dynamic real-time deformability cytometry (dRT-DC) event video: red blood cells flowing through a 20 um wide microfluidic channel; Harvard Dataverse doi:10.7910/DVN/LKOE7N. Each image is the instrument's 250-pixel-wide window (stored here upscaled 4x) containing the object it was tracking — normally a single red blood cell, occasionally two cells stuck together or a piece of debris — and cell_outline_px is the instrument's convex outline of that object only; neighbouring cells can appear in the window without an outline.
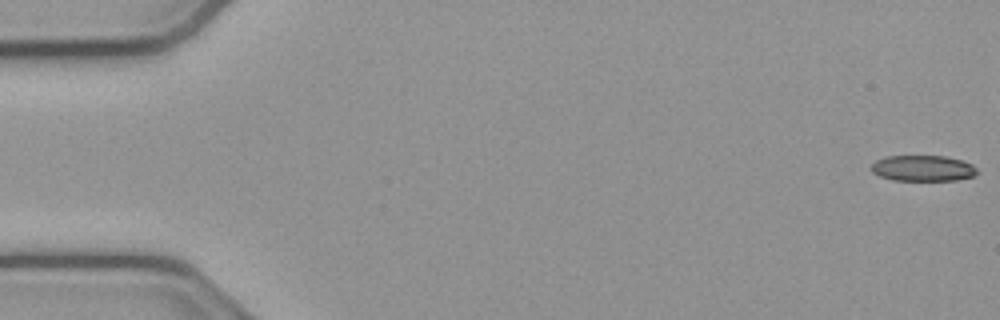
{"species": "common noctule bat (a hibernating species)", "species_latin": "Nyctalus noctula", "temperature_condition": "cold", "stored_images_in_passage": 53, "camera_frame_rate_fps": 3000, "um_per_image_px": 0.085, "animal": {"sex": "male", "body_mass_g": 23.1, "forearm_length_mm": 52.7}, "frame": {"image": 1, "passage_image": 1, "time_ms": 0.0, "image_size_px": [1000, 320], "cell_outline_px": [[976, 176], [956, 180], [892, 180], [880, 176], [872, 172], [872, 164], [876, 160], [888, 156], [944, 156], [960, 160], [972, 164], [976, 168]], "centroid_in_image_um": [78.45, 14.3], "position_along_channel_um": 6.6, "area_um2": 15.84}}
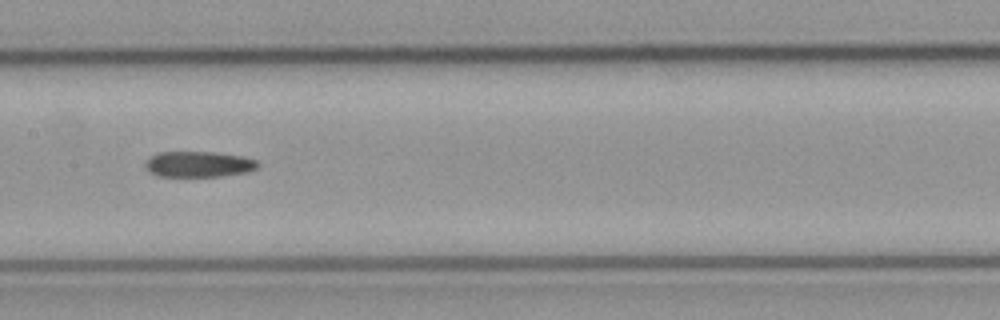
{"frame": {"image": 2, "passage_image": 27, "time_ms": 8.667, "image_size_px": [1000, 320], "cell_outline_px": [[260, 164], [256, 168], [248, 172], [220, 176], [156, 176], [148, 172], [144, 164], [152, 156], [160, 152], [212, 152], [244, 156], [256, 160]], "centroid_in_image_um": [16.89, 13.96], "position_along_channel_um": 190.5, "area_um2": 16.88}}
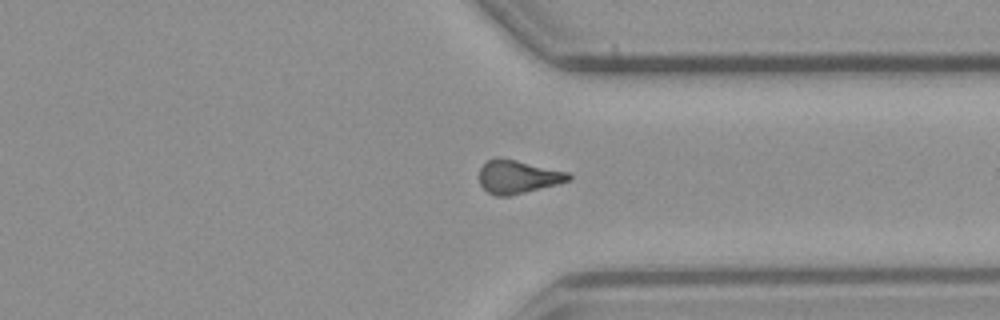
{"frame": {"image": 3, "passage_image": 41, "time_ms": 13.333, "image_size_px": [1000, 320], "cell_outline_px": [[572, 176], [568, 180], [556, 184], [508, 196], [496, 196], [488, 192], [480, 184], [480, 168], [488, 160], [516, 160], [568, 172]], "centroid_in_image_um": [44.02, 15.05], "position_along_channel_um": 367.4, "area_um2": 16.65}}